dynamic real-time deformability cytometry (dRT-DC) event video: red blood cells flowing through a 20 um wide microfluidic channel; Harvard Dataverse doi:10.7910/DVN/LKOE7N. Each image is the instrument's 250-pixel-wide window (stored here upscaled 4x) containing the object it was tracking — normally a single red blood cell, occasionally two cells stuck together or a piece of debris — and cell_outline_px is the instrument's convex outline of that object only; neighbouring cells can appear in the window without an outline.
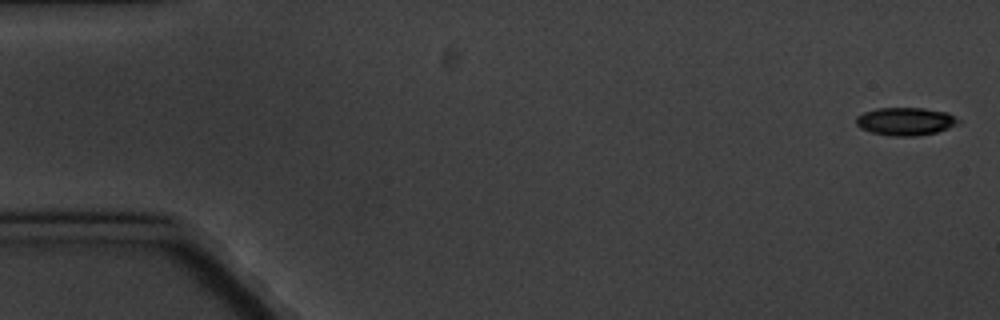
{"species": "common noctule bat (a hibernating species)", "species_latin": "Nyctalus noctula", "temperature_condition": "cold", "stored_images_in_passage": 6, "camera_frame_rate_fps": 3000, "um_per_image_px": 0.085, "animal": {"sex": "male", "body_mass_g": 20.1, "forearm_length_mm": 53.5}, "frame": {"image": 1, "passage_image": 1, "time_ms": 0.0, "image_size_px": [1000, 320], "cell_outline_px": [[960, 124], [936, 132], [916, 136], [892, 136], [872, 132], [860, 128], [856, 124], [856, 116], [864, 112], [876, 108], [924, 108], [948, 112], [960, 120]], "centroid_in_image_um": [76.98, 10.31], "position_along_channel_um": 8.0, "area_um2": 16.7}}
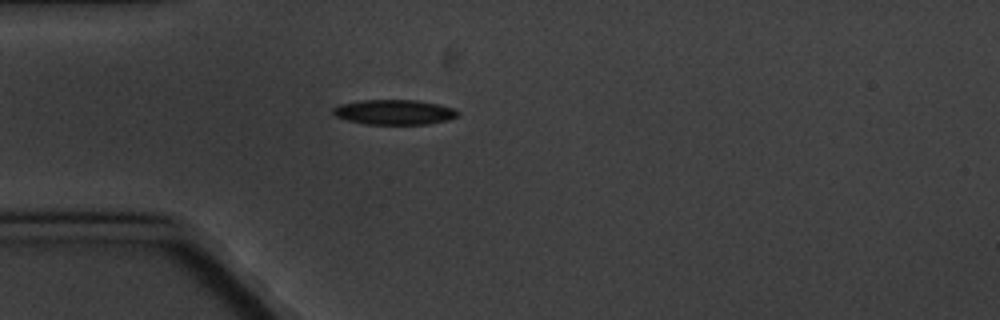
{"frame": {"image": 2, "passage_image": 5, "time_ms": 5.0, "image_size_px": [1000, 320], "cell_outline_px": [[460, 112], [456, 116], [448, 120], [428, 124], [364, 124], [348, 120], [336, 116], [332, 112], [332, 108], [340, 104], [360, 100], [416, 100], [456, 108]], "centroid_in_image_um": [33.51, 9.53], "position_along_channel_um": 51.5, "area_um2": 18.15}}